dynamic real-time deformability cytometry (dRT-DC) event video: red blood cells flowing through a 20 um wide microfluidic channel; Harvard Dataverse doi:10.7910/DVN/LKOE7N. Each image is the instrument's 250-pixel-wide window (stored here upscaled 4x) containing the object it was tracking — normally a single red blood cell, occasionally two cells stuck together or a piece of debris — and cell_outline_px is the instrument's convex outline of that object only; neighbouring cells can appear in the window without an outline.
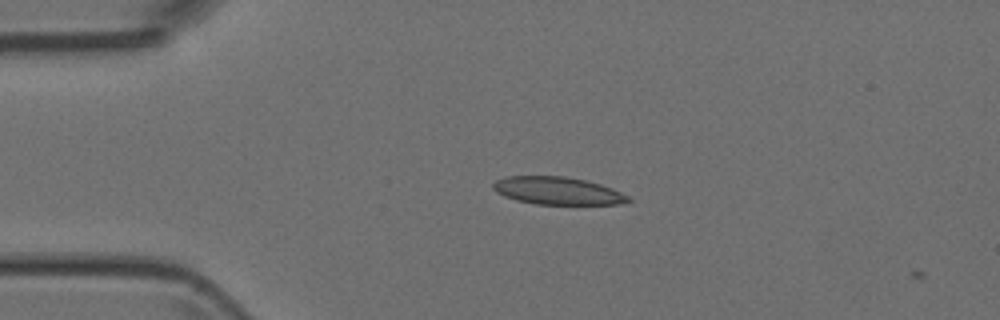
{"species": "Egyptian fruit bat (a non-hibernating species)", "species_latin": "Rousettus aegyptiacus", "temperature_condition": "room temperature", "stored_images_in_passage": 3, "camera_frame_rate_fps": 3000, "um_per_image_px": 0.085, "animal": {"sex": "female"}, "frame": {"image": 1, "passage_image": 2, "time_ms": 0.333, "image_size_px": [1000, 320], "cell_outline_px": [[632, 200], [620, 204], [536, 204], [516, 200], [504, 196], [496, 192], [492, 188], [492, 184], [496, 180], [508, 176], [564, 176], [584, 180], [600, 184], [612, 188], [628, 196]], "centroid_in_image_um": [47.37, 16.21], "position_along_channel_um": 37.6, "area_um2": 21.68}}